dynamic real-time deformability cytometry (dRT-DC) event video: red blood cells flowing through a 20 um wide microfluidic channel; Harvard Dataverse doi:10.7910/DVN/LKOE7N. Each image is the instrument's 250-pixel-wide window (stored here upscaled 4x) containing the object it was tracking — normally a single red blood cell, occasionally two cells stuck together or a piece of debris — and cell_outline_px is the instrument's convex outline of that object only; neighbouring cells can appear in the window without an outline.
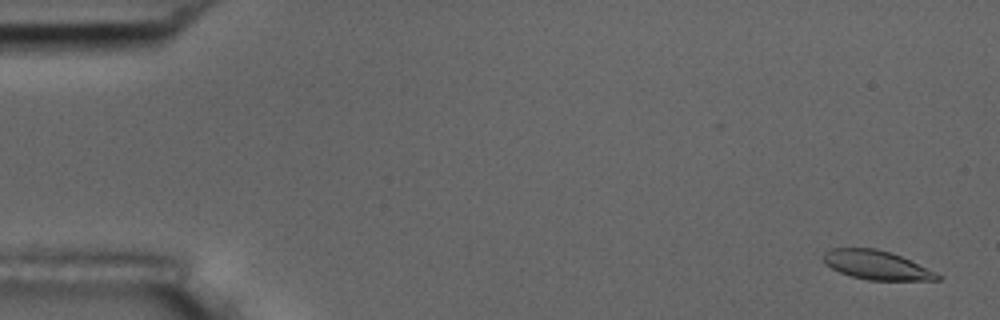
{"species": "common noctule bat (a hibernating species)", "species_latin": "Nyctalus noctula", "temperature_condition": "room temperature", "stored_images_in_passage": 22, "camera_frame_rate_fps": 3000, "um_per_image_px": 0.085, "animal": {"sex": "male", "body_mass_g": 17.5, "forearm_length_mm": 52.3}, "frame": {"image": 1, "passage_image": 2, "time_ms": 0.333, "image_size_px": [1000, 320], "cell_outline_px": [[944, 276], [940, 280], [868, 280], [852, 276], [840, 272], [824, 264], [820, 256], [824, 252], [832, 248], [876, 248], [900, 256], [936, 272]], "centroid_in_image_um": [74.47, 22.53], "position_along_channel_um": 10.5, "area_um2": 19.25}}
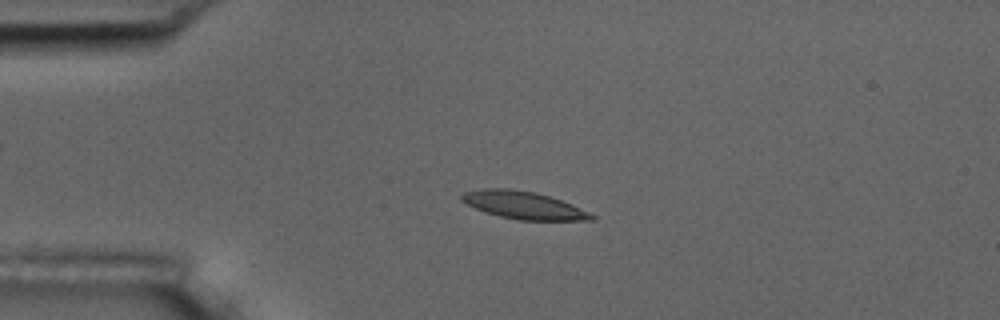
{"frame": {"image": 2, "passage_image": 13, "time_ms": 4.0, "image_size_px": [1000, 320], "cell_outline_px": [[596, 220], [516, 220], [484, 212], [460, 200], [460, 196], [464, 192], [480, 188], [508, 188], [536, 192], [572, 204], [596, 216]], "centroid_in_image_um": [44.48, 17.44], "position_along_channel_um": 40.5, "area_um2": 20.87}}